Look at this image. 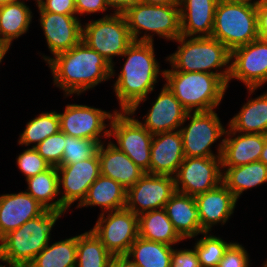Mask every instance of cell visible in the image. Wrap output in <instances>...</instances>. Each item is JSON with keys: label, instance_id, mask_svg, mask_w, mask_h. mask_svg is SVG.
<instances>
[{"label": "cell", "instance_id": "obj_12", "mask_svg": "<svg viewBox=\"0 0 267 267\" xmlns=\"http://www.w3.org/2000/svg\"><path fill=\"white\" fill-rule=\"evenodd\" d=\"M106 214H100L91 230L113 256L126 255L139 237L138 216L126 207Z\"/></svg>", "mask_w": 267, "mask_h": 267}, {"label": "cell", "instance_id": "obj_44", "mask_svg": "<svg viewBox=\"0 0 267 267\" xmlns=\"http://www.w3.org/2000/svg\"><path fill=\"white\" fill-rule=\"evenodd\" d=\"M258 36L267 40V0L256 2Z\"/></svg>", "mask_w": 267, "mask_h": 267}, {"label": "cell", "instance_id": "obj_22", "mask_svg": "<svg viewBox=\"0 0 267 267\" xmlns=\"http://www.w3.org/2000/svg\"><path fill=\"white\" fill-rule=\"evenodd\" d=\"M225 136L227 137L223 138L222 167H236L259 160L266 134L240 133L229 127Z\"/></svg>", "mask_w": 267, "mask_h": 267}, {"label": "cell", "instance_id": "obj_20", "mask_svg": "<svg viewBox=\"0 0 267 267\" xmlns=\"http://www.w3.org/2000/svg\"><path fill=\"white\" fill-rule=\"evenodd\" d=\"M194 198L199 212L200 226L204 232L211 231L212 226L217 223L224 225L234 213L238 201L223 183Z\"/></svg>", "mask_w": 267, "mask_h": 267}, {"label": "cell", "instance_id": "obj_33", "mask_svg": "<svg viewBox=\"0 0 267 267\" xmlns=\"http://www.w3.org/2000/svg\"><path fill=\"white\" fill-rule=\"evenodd\" d=\"M112 257L92 230L77 235L76 267H110Z\"/></svg>", "mask_w": 267, "mask_h": 267}, {"label": "cell", "instance_id": "obj_19", "mask_svg": "<svg viewBox=\"0 0 267 267\" xmlns=\"http://www.w3.org/2000/svg\"><path fill=\"white\" fill-rule=\"evenodd\" d=\"M184 159L183 142L179 130L153 135L150 174L174 176Z\"/></svg>", "mask_w": 267, "mask_h": 267}, {"label": "cell", "instance_id": "obj_26", "mask_svg": "<svg viewBox=\"0 0 267 267\" xmlns=\"http://www.w3.org/2000/svg\"><path fill=\"white\" fill-rule=\"evenodd\" d=\"M127 190L117 181L100 175L89 187L87 195L78 208L100 206L102 213L126 207Z\"/></svg>", "mask_w": 267, "mask_h": 267}, {"label": "cell", "instance_id": "obj_11", "mask_svg": "<svg viewBox=\"0 0 267 267\" xmlns=\"http://www.w3.org/2000/svg\"><path fill=\"white\" fill-rule=\"evenodd\" d=\"M222 176L221 156L185 157L174 175L176 191L195 197L219 186Z\"/></svg>", "mask_w": 267, "mask_h": 267}, {"label": "cell", "instance_id": "obj_40", "mask_svg": "<svg viewBox=\"0 0 267 267\" xmlns=\"http://www.w3.org/2000/svg\"><path fill=\"white\" fill-rule=\"evenodd\" d=\"M249 255L242 244L232 243L217 267H249Z\"/></svg>", "mask_w": 267, "mask_h": 267}, {"label": "cell", "instance_id": "obj_16", "mask_svg": "<svg viewBox=\"0 0 267 267\" xmlns=\"http://www.w3.org/2000/svg\"><path fill=\"white\" fill-rule=\"evenodd\" d=\"M59 193L62 205L68 210L71 205L85 199L89 187L101 175L98 153L86 160L57 167ZM62 185V186H61ZM64 193V194H63Z\"/></svg>", "mask_w": 267, "mask_h": 267}, {"label": "cell", "instance_id": "obj_53", "mask_svg": "<svg viewBox=\"0 0 267 267\" xmlns=\"http://www.w3.org/2000/svg\"><path fill=\"white\" fill-rule=\"evenodd\" d=\"M36 2H37V6H38V4L42 1V0H35Z\"/></svg>", "mask_w": 267, "mask_h": 267}, {"label": "cell", "instance_id": "obj_3", "mask_svg": "<svg viewBox=\"0 0 267 267\" xmlns=\"http://www.w3.org/2000/svg\"><path fill=\"white\" fill-rule=\"evenodd\" d=\"M175 41L180 45L175 53L166 58L172 69L164 71L213 73L228 84L231 51L223 43L213 37L182 35ZM225 67L226 69L222 70ZM211 69H215L216 72Z\"/></svg>", "mask_w": 267, "mask_h": 267}, {"label": "cell", "instance_id": "obj_6", "mask_svg": "<svg viewBox=\"0 0 267 267\" xmlns=\"http://www.w3.org/2000/svg\"><path fill=\"white\" fill-rule=\"evenodd\" d=\"M211 37L230 51L258 39L256 3L219 0Z\"/></svg>", "mask_w": 267, "mask_h": 267}, {"label": "cell", "instance_id": "obj_32", "mask_svg": "<svg viewBox=\"0 0 267 267\" xmlns=\"http://www.w3.org/2000/svg\"><path fill=\"white\" fill-rule=\"evenodd\" d=\"M174 247L138 237L131 245L128 256L139 267H171Z\"/></svg>", "mask_w": 267, "mask_h": 267}, {"label": "cell", "instance_id": "obj_8", "mask_svg": "<svg viewBox=\"0 0 267 267\" xmlns=\"http://www.w3.org/2000/svg\"><path fill=\"white\" fill-rule=\"evenodd\" d=\"M82 40L109 62L112 77L115 76L113 57L122 56L134 42L124 14L115 13L82 25Z\"/></svg>", "mask_w": 267, "mask_h": 267}, {"label": "cell", "instance_id": "obj_43", "mask_svg": "<svg viewBox=\"0 0 267 267\" xmlns=\"http://www.w3.org/2000/svg\"><path fill=\"white\" fill-rule=\"evenodd\" d=\"M76 14H92L107 11L105 0H75Z\"/></svg>", "mask_w": 267, "mask_h": 267}, {"label": "cell", "instance_id": "obj_45", "mask_svg": "<svg viewBox=\"0 0 267 267\" xmlns=\"http://www.w3.org/2000/svg\"><path fill=\"white\" fill-rule=\"evenodd\" d=\"M108 7L115 9V14H124L129 8L138 3V0H105Z\"/></svg>", "mask_w": 267, "mask_h": 267}, {"label": "cell", "instance_id": "obj_51", "mask_svg": "<svg viewBox=\"0 0 267 267\" xmlns=\"http://www.w3.org/2000/svg\"><path fill=\"white\" fill-rule=\"evenodd\" d=\"M225 1H237V2H247V3H256L257 0L252 1V0H225Z\"/></svg>", "mask_w": 267, "mask_h": 267}, {"label": "cell", "instance_id": "obj_52", "mask_svg": "<svg viewBox=\"0 0 267 267\" xmlns=\"http://www.w3.org/2000/svg\"><path fill=\"white\" fill-rule=\"evenodd\" d=\"M9 267H21V266H15V265H12V264H8ZM6 265H0V267H5Z\"/></svg>", "mask_w": 267, "mask_h": 267}, {"label": "cell", "instance_id": "obj_49", "mask_svg": "<svg viewBox=\"0 0 267 267\" xmlns=\"http://www.w3.org/2000/svg\"><path fill=\"white\" fill-rule=\"evenodd\" d=\"M8 50L9 48L3 42L0 41V63L2 62V59L4 58Z\"/></svg>", "mask_w": 267, "mask_h": 267}, {"label": "cell", "instance_id": "obj_36", "mask_svg": "<svg viewBox=\"0 0 267 267\" xmlns=\"http://www.w3.org/2000/svg\"><path fill=\"white\" fill-rule=\"evenodd\" d=\"M209 233L204 232L202 234L204 237H201L199 240L197 239L194 245L201 267H217L226 250L232 244V242L228 243L219 236L216 237Z\"/></svg>", "mask_w": 267, "mask_h": 267}, {"label": "cell", "instance_id": "obj_14", "mask_svg": "<svg viewBox=\"0 0 267 267\" xmlns=\"http://www.w3.org/2000/svg\"><path fill=\"white\" fill-rule=\"evenodd\" d=\"M176 192L174 176L145 173L127 190L126 208L137 216L162 209Z\"/></svg>", "mask_w": 267, "mask_h": 267}, {"label": "cell", "instance_id": "obj_38", "mask_svg": "<svg viewBox=\"0 0 267 267\" xmlns=\"http://www.w3.org/2000/svg\"><path fill=\"white\" fill-rule=\"evenodd\" d=\"M35 149L51 166L59 167L65 149V134L59 131L47 137Z\"/></svg>", "mask_w": 267, "mask_h": 267}, {"label": "cell", "instance_id": "obj_54", "mask_svg": "<svg viewBox=\"0 0 267 267\" xmlns=\"http://www.w3.org/2000/svg\"><path fill=\"white\" fill-rule=\"evenodd\" d=\"M263 267H267V260H266V263L263 264Z\"/></svg>", "mask_w": 267, "mask_h": 267}, {"label": "cell", "instance_id": "obj_18", "mask_svg": "<svg viewBox=\"0 0 267 267\" xmlns=\"http://www.w3.org/2000/svg\"><path fill=\"white\" fill-rule=\"evenodd\" d=\"M152 103L144 122L139 121L151 134L179 130L186 122L187 111L166 84Z\"/></svg>", "mask_w": 267, "mask_h": 267}, {"label": "cell", "instance_id": "obj_29", "mask_svg": "<svg viewBox=\"0 0 267 267\" xmlns=\"http://www.w3.org/2000/svg\"><path fill=\"white\" fill-rule=\"evenodd\" d=\"M139 237L158 243L176 245L183 241L173 227L164 208L145 212L138 216Z\"/></svg>", "mask_w": 267, "mask_h": 267}, {"label": "cell", "instance_id": "obj_24", "mask_svg": "<svg viewBox=\"0 0 267 267\" xmlns=\"http://www.w3.org/2000/svg\"><path fill=\"white\" fill-rule=\"evenodd\" d=\"M218 1L179 0L181 35L211 37Z\"/></svg>", "mask_w": 267, "mask_h": 267}, {"label": "cell", "instance_id": "obj_30", "mask_svg": "<svg viewBox=\"0 0 267 267\" xmlns=\"http://www.w3.org/2000/svg\"><path fill=\"white\" fill-rule=\"evenodd\" d=\"M228 123L235 132L267 135V92L248 100Z\"/></svg>", "mask_w": 267, "mask_h": 267}, {"label": "cell", "instance_id": "obj_42", "mask_svg": "<svg viewBox=\"0 0 267 267\" xmlns=\"http://www.w3.org/2000/svg\"><path fill=\"white\" fill-rule=\"evenodd\" d=\"M171 267H201L195 249H173Z\"/></svg>", "mask_w": 267, "mask_h": 267}, {"label": "cell", "instance_id": "obj_23", "mask_svg": "<svg viewBox=\"0 0 267 267\" xmlns=\"http://www.w3.org/2000/svg\"><path fill=\"white\" fill-rule=\"evenodd\" d=\"M97 153L101 175L117 181L126 190L145 174L129 156L120 151L111 141L106 147H104V143H101Z\"/></svg>", "mask_w": 267, "mask_h": 267}, {"label": "cell", "instance_id": "obj_7", "mask_svg": "<svg viewBox=\"0 0 267 267\" xmlns=\"http://www.w3.org/2000/svg\"><path fill=\"white\" fill-rule=\"evenodd\" d=\"M124 16L133 41L154 42L152 36L157 34L174 42L181 36L179 5H148L138 2ZM141 30H145V34L140 37ZM150 32L154 34L151 35Z\"/></svg>", "mask_w": 267, "mask_h": 267}, {"label": "cell", "instance_id": "obj_48", "mask_svg": "<svg viewBox=\"0 0 267 267\" xmlns=\"http://www.w3.org/2000/svg\"><path fill=\"white\" fill-rule=\"evenodd\" d=\"M260 162H263L266 166H267V135H266V140L264 143V148L261 152L260 158H259Z\"/></svg>", "mask_w": 267, "mask_h": 267}, {"label": "cell", "instance_id": "obj_21", "mask_svg": "<svg viewBox=\"0 0 267 267\" xmlns=\"http://www.w3.org/2000/svg\"><path fill=\"white\" fill-rule=\"evenodd\" d=\"M45 210L26 191L0 195V239Z\"/></svg>", "mask_w": 267, "mask_h": 267}, {"label": "cell", "instance_id": "obj_27", "mask_svg": "<svg viewBox=\"0 0 267 267\" xmlns=\"http://www.w3.org/2000/svg\"><path fill=\"white\" fill-rule=\"evenodd\" d=\"M222 183L238 200L243 191L267 182V166L258 161L236 167H222Z\"/></svg>", "mask_w": 267, "mask_h": 267}, {"label": "cell", "instance_id": "obj_1", "mask_svg": "<svg viewBox=\"0 0 267 267\" xmlns=\"http://www.w3.org/2000/svg\"><path fill=\"white\" fill-rule=\"evenodd\" d=\"M51 69L53 82L64 95L77 94L93 89L112 78V66L83 40L66 52L54 57L42 56Z\"/></svg>", "mask_w": 267, "mask_h": 267}, {"label": "cell", "instance_id": "obj_28", "mask_svg": "<svg viewBox=\"0 0 267 267\" xmlns=\"http://www.w3.org/2000/svg\"><path fill=\"white\" fill-rule=\"evenodd\" d=\"M32 17L24 0L0 6V41L10 48L14 39L27 33Z\"/></svg>", "mask_w": 267, "mask_h": 267}, {"label": "cell", "instance_id": "obj_39", "mask_svg": "<svg viewBox=\"0 0 267 267\" xmlns=\"http://www.w3.org/2000/svg\"><path fill=\"white\" fill-rule=\"evenodd\" d=\"M19 170L27 178L48 170L51 165L37 152L35 148L25 149L17 156Z\"/></svg>", "mask_w": 267, "mask_h": 267}, {"label": "cell", "instance_id": "obj_13", "mask_svg": "<svg viewBox=\"0 0 267 267\" xmlns=\"http://www.w3.org/2000/svg\"><path fill=\"white\" fill-rule=\"evenodd\" d=\"M248 88L250 95L267 82V40L256 39L231 51L230 76Z\"/></svg>", "mask_w": 267, "mask_h": 267}, {"label": "cell", "instance_id": "obj_41", "mask_svg": "<svg viewBox=\"0 0 267 267\" xmlns=\"http://www.w3.org/2000/svg\"><path fill=\"white\" fill-rule=\"evenodd\" d=\"M38 10L63 15H76L75 0H42L38 4Z\"/></svg>", "mask_w": 267, "mask_h": 267}, {"label": "cell", "instance_id": "obj_34", "mask_svg": "<svg viewBox=\"0 0 267 267\" xmlns=\"http://www.w3.org/2000/svg\"><path fill=\"white\" fill-rule=\"evenodd\" d=\"M77 236L47 245L28 267H76Z\"/></svg>", "mask_w": 267, "mask_h": 267}, {"label": "cell", "instance_id": "obj_37", "mask_svg": "<svg viewBox=\"0 0 267 267\" xmlns=\"http://www.w3.org/2000/svg\"><path fill=\"white\" fill-rule=\"evenodd\" d=\"M100 143L92 139H82L65 134V149L61 165L73 164L97 154Z\"/></svg>", "mask_w": 267, "mask_h": 267}, {"label": "cell", "instance_id": "obj_5", "mask_svg": "<svg viewBox=\"0 0 267 267\" xmlns=\"http://www.w3.org/2000/svg\"><path fill=\"white\" fill-rule=\"evenodd\" d=\"M163 78L187 112L216 109L228 88L227 84L213 73L164 71Z\"/></svg>", "mask_w": 267, "mask_h": 267}, {"label": "cell", "instance_id": "obj_4", "mask_svg": "<svg viewBox=\"0 0 267 267\" xmlns=\"http://www.w3.org/2000/svg\"><path fill=\"white\" fill-rule=\"evenodd\" d=\"M65 211L45 210L21 227L0 239V261L28 267L34 258L50 244L51 231Z\"/></svg>", "mask_w": 267, "mask_h": 267}, {"label": "cell", "instance_id": "obj_10", "mask_svg": "<svg viewBox=\"0 0 267 267\" xmlns=\"http://www.w3.org/2000/svg\"><path fill=\"white\" fill-rule=\"evenodd\" d=\"M129 111L117 110L110 123L109 136L115 137L120 151L129 156L145 173L150 174L151 134Z\"/></svg>", "mask_w": 267, "mask_h": 267}, {"label": "cell", "instance_id": "obj_35", "mask_svg": "<svg viewBox=\"0 0 267 267\" xmlns=\"http://www.w3.org/2000/svg\"><path fill=\"white\" fill-rule=\"evenodd\" d=\"M60 131V120L58 113L55 111L41 113L39 116L29 120L23 133L20 134L18 140L19 145L30 146L35 144V148L39 143L47 137Z\"/></svg>", "mask_w": 267, "mask_h": 267}, {"label": "cell", "instance_id": "obj_50", "mask_svg": "<svg viewBox=\"0 0 267 267\" xmlns=\"http://www.w3.org/2000/svg\"><path fill=\"white\" fill-rule=\"evenodd\" d=\"M18 0H0V6L2 5H7L9 3H13V2H16Z\"/></svg>", "mask_w": 267, "mask_h": 267}, {"label": "cell", "instance_id": "obj_2", "mask_svg": "<svg viewBox=\"0 0 267 267\" xmlns=\"http://www.w3.org/2000/svg\"><path fill=\"white\" fill-rule=\"evenodd\" d=\"M121 57H127L114 84L120 111H129L133 116L147 96L155 89L158 76H164L155 58L153 42L134 41ZM159 74V75H158Z\"/></svg>", "mask_w": 267, "mask_h": 267}, {"label": "cell", "instance_id": "obj_15", "mask_svg": "<svg viewBox=\"0 0 267 267\" xmlns=\"http://www.w3.org/2000/svg\"><path fill=\"white\" fill-rule=\"evenodd\" d=\"M116 111L112 114L87 105L67 104L65 111L58 113L60 131L68 136L92 139L101 144L103 141L100 138H110V130L106 129L110 125L105 120H111Z\"/></svg>", "mask_w": 267, "mask_h": 267}, {"label": "cell", "instance_id": "obj_17", "mask_svg": "<svg viewBox=\"0 0 267 267\" xmlns=\"http://www.w3.org/2000/svg\"><path fill=\"white\" fill-rule=\"evenodd\" d=\"M49 51L54 55L66 52L82 40V24L76 15L39 11Z\"/></svg>", "mask_w": 267, "mask_h": 267}, {"label": "cell", "instance_id": "obj_47", "mask_svg": "<svg viewBox=\"0 0 267 267\" xmlns=\"http://www.w3.org/2000/svg\"><path fill=\"white\" fill-rule=\"evenodd\" d=\"M148 5H179V0H138Z\"/></svg>", "mask_w": 267, "mask_h": 267}, {"label": "cell", "instance_id": "obj_46", "mask_svg": "<svg viewBox=\"0 0 267 267\" xmlns=\"http://www.w3.org/2000/svg\"><path fill=\"white\" fill-rule=\"evenodd\" d=\"M110 267H139L126 255H115L112 257Z\"/></svg>", "mask_w": 267, "mask_h": 267}, {"label": "cell", "instance_id": "obj_9", "mask_svg": "<svg viewBox=\"0 0 267 267\" xmlns=\"http://www.w3.org/2000/svg\"><path fill=\"white\" fill-rule=\"evenodd\" d=\"M188 118L190 123L185 127L182 125L179 129L185 157L222 156L223 139L218 145L217 155L210 148L226 132L215 110L187 112L185 120Z\"/></svg>", "mask_w": 267, "mask_h": 267}, {"label": "cell", "instance_id": "obj_25", "mask_svg": "<svg viewBox=\"0 0 267 267\" xmlns=\"http://www.w3.org/2000/svg\"><path fill=\"white\" fill-rule=\"evenodd\" d=\"M164 209L174 229L183 240L204 233L193 196L176 192L165 204Z\"/></svg>", "mask_w": 267, "mask_h": 267}, {"label": "cell", "instance_id": "obj_31", "mask_svg": "<svg viewBox=\"0 0 267 267\" xmlns=\"http://www.w3.org/2000/svg\"><path fill=\"white\" fill-rule=\"evenodd\" d=\"M26 192L39 202L46 210L65 211L59 194L57 167L51 166L48 170L26 179ZM55 200V201H54Z\"/></svg>", "mask_w": 267, "mask_h": 267}]
</instances>
